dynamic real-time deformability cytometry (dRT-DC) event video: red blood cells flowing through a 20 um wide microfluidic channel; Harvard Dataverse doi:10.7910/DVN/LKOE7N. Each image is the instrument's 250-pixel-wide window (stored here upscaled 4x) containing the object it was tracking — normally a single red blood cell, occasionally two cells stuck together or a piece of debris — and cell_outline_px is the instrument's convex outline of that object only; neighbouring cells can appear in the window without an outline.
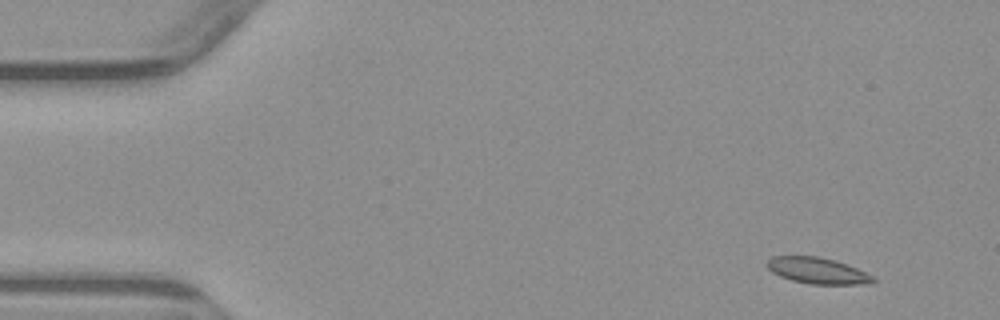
{"species": "common noctule bat (a hibernating species)", "species_latin": "Nyctalus noctula", "temperature_condition": "warm", "stored_images_in_passage": 3, "camera_frame_rate_fps": 3000, "um_per_image_px": 0.085, "animal": {"sex": "male", "body_mass_g": 23.1, "forearm_length_mm": 52.7}, "frame": {"image": 1, "passage_image": 1, "time_ms": 0.0, "image_size_px": [1000, 320], "cell_outline_px": [[876, 280], [872, 284], [812, 284], [792, 280], [780, 276], [772, 272], [764, 264], [772, 256], [820, 256], [856, 268], [872, 276]], "centroid_in_image_um": [69.45, 23.0], "position_along_channel_um": 15.5, "area_um2": 16.01}}
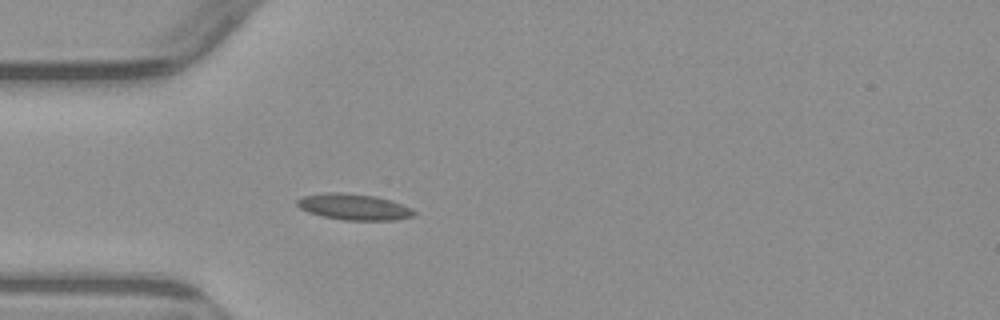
{"frame": {"image": 2, "passage_image": 3, "time_ms": 3.667, "image_size_px": [1000, 320], "cell_outline_px": [[416, 216], [396, 220], [344, 220], [324, 216], [308, 212], [300, 208], [296, 204], [296, 200], [304, 196], [328, 192], [340, 192], [376, 196], [392, 200], [412, 208], [416, 212]], "centroid_in_image_um": [30.13, 17.58], "position_along_channel_um": 54.9, "area_um2": 17.86}}